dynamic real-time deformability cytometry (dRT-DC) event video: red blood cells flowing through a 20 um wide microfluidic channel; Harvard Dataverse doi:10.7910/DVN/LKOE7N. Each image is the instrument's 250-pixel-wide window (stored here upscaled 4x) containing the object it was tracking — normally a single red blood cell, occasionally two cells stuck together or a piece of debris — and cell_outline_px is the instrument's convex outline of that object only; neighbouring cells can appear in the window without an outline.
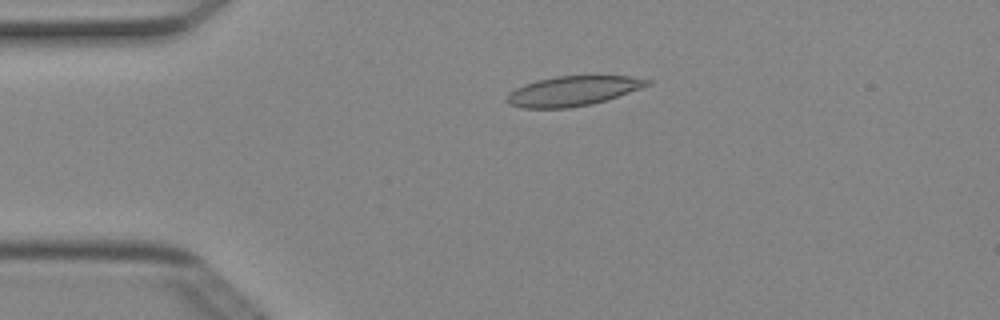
{"species": "Egyptian fruit bat (a non-hibernating species)", "species_latin": "Rousettus aegyptiacus", "temperature_condition": "cold", "stored_images_in_passage": 50, "camera_frame_rate_fps": 3000, "um_per_image_px": 0.085, "animal": {"sex": "female"}, "frame": {"image": 1, "passage_image": 11, "time_ms": 3.333, "image_size_px": [1000, 320], "cell_outline_px": [[652, 84], [592, 104], [568, 108], [524, 108], [508, 104], [508, 92], [524, 84], [536, 80], [556, 76], [628, 76], [652, 80]], "centroid_in_image_um": [48.67, 7.73], "position_along_channel_um": 36.3, "area_um2": 24.1}}
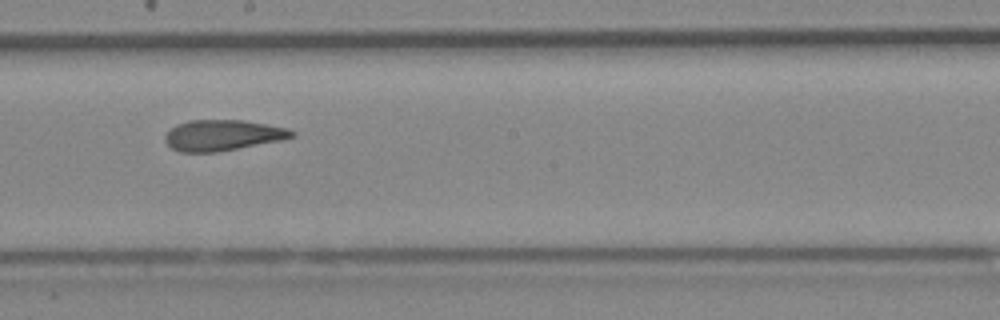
{"frame": {"image": 2, "passage_image": 28, "time_ms": 9.0, "image_size_px": [1000, 320], "cell_outline_px": [[296, 136], [284, 140], [216, 152], [180, 152], [172, 148], [164, 140], [164, 136], [176, 124], [188, 120], [244, 120], [288, 128], [296, 132]], "centroid_in_image_um": [18.96, 11.49], "position_along_channel_um": 229.2, "area_um2": 22.89}}
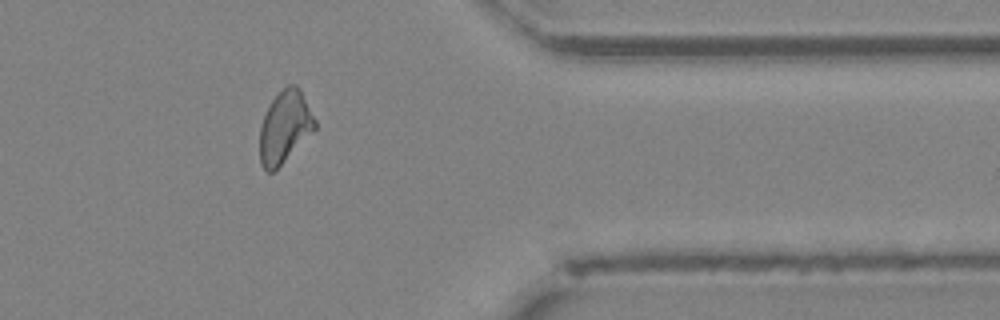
{"frame": {"image": 3, "passage_image": 41, "time_ms": 13.333, "image_size_px": [1000, 320], "cell_outline_px": [[316, 128], [272, 172], [268, 172], [260, 164], [260, 124], [272, 100], [288, 84], [296, 84], [300, 88], [316, 120]], "centroid_in_image_um": [24.2, 10.76], "position_along_channel_um": 387.2, "area_um2": 22.66}, "authors_computed_cell_mechanics": {"area_um2": 23.5246, "velocity_mm_per_s": 4.0273, "shape_relaxation_time_tau1_ms": 7.0556, "shape_relaxation_time_tau2_ms": 2.8296, "deformation_change_tau1": 0.1661, "deformation_change_tau2": 0.1004}}